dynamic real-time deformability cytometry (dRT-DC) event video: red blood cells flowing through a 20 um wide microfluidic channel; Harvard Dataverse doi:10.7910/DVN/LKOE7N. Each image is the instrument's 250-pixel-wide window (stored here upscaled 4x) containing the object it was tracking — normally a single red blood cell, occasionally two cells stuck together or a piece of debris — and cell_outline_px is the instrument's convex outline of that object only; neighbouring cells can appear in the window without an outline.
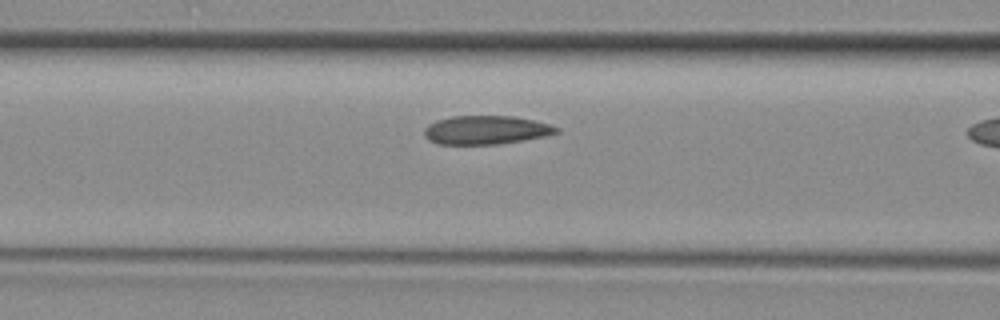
{"species": "common noctule bat (a hibernating species)", "species_latin": "Nyctalus noctula", "temperature_condition": "room temperature", "stored_images_in_passage": 9, "camera_frame_rate_fps": 3000, "um_per_image_px": 0.085, "animal": {"sex": "female", "body_mass_g": 29.2, "forearm_length_mm": 56.3}, "frame": {"image": 1, "passage_image": 8, "time_ms": 2.333, "image_size_px": [1000, 320], "cell_outline_px": [[560, 132], [548, 136], [524, 140], [496, 144], [440, 144], [428, 140], [424, 136], [424, 128], [428, 124], [436, 120], [452, 116], [512, 116], [532, 120], [548, 124], [560, 128]], "centroid_in_image_um": [41.3, 11.05], "position_along_channel_um": 125.3, "area_um2": 22.14}}